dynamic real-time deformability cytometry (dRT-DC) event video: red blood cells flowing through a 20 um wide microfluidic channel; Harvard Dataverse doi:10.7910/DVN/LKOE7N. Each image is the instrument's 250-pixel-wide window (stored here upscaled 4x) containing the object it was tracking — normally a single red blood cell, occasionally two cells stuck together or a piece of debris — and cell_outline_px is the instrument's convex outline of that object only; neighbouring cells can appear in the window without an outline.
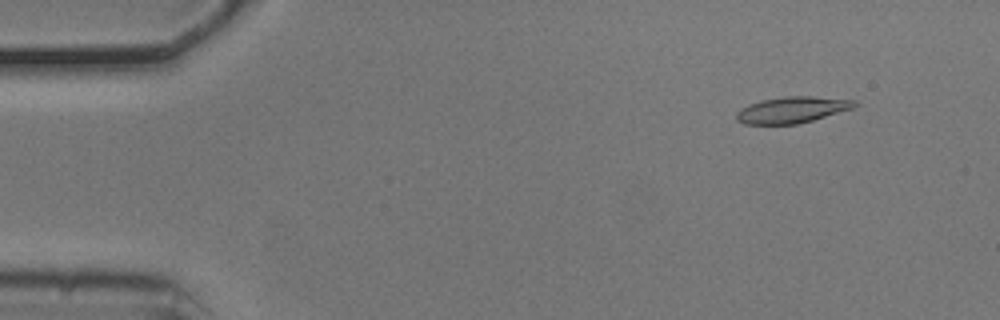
{"species": "common noctule bat (a hibernating species)", "species_latin": "Nyctalus noctula", "temperature_condition": "cold", "stored_images_in_passage": 54, "camera_frame_rate_fps": 3000, "um_per_image_px": 0.085, "animal": {"sex": "male", "body_mass_g": 20.5, "forearm_length_mm": 52.5}, "frame": {"image": 1, "passage_image": 5, "time_ms": 1.333, "image_size_px": [1000, 320], "cell_outline_px": [[860, 104], [852, 108], [812, 120], [796, 124], [744, 124], [736, 120], [736, 112], [740, 108], [748, 104], [760, 100], [784, 96], [812, 96], [856, 100]], "centroid_in_image_um": [67.3, 9.32], "position_along_channel_um": 17.7, "area_um2": 18.15}}
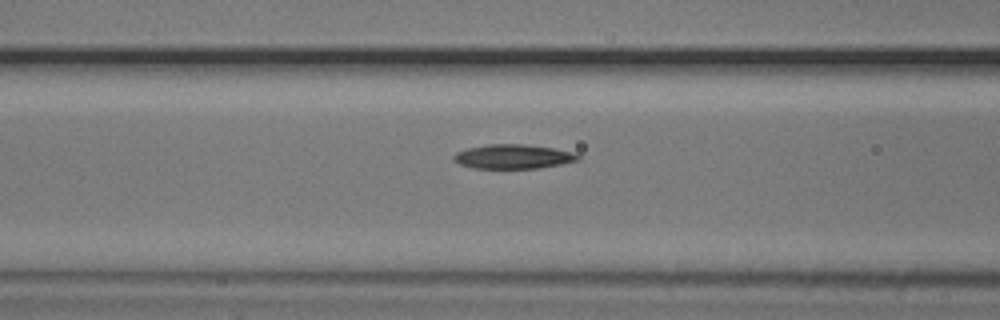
{"frame": {"image": 2, "passage_image": 21, "time_ms": 6.667, "image_size_px": [1000, 320], "cell_outline_px": [[580, 160], [540, 168], [472, 168], [460, 164], [452, 160], [452, 156], [456, 152], [468, 148], [488, 144], [524, 144], [552, 148], [572, 152], [580, 156]], "centroid_in_image_um": [43.59, 13.31], "position_along_channel_um": 123.0, "area_um2": 17.57}}
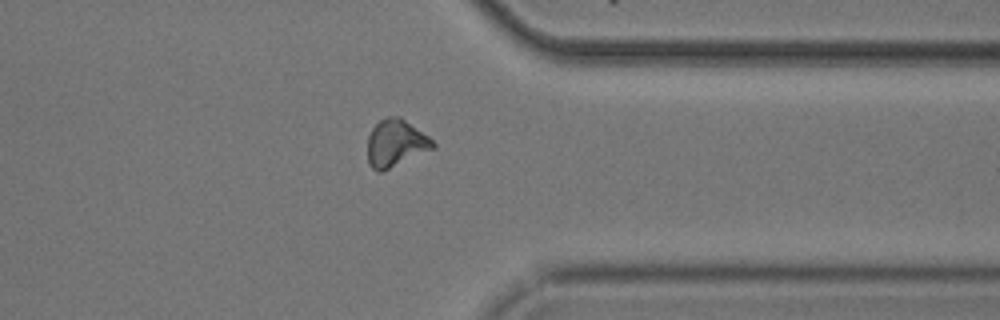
{"frame": {"image": 3, "passage_image": 42, "time_ms": 13.667, "image_size_px": [1000, 320], "cell_outline_px": [[436, 148], [380, 172], [376, 172], [368, 164], [368, 136], [372, 128], [380, 120], [388, 116], [400, 116], [428, 136], [436, 144]], "centroid_in_image_um": [33.63, 12.17], "position_along_channel_um": 377.8, "area_um2": 17.98}, "authors_computed_cell_mechanics": {"area_um2": 17.5134, "velocity_mm_per_s": 3.718, "shape_relaxation_time_tau1_ms": 8.0893, "shape_relaxation_time_tau2_ms": null, "deformation_change_tau1": 0.1955, "deformation_change_tau2": null}}